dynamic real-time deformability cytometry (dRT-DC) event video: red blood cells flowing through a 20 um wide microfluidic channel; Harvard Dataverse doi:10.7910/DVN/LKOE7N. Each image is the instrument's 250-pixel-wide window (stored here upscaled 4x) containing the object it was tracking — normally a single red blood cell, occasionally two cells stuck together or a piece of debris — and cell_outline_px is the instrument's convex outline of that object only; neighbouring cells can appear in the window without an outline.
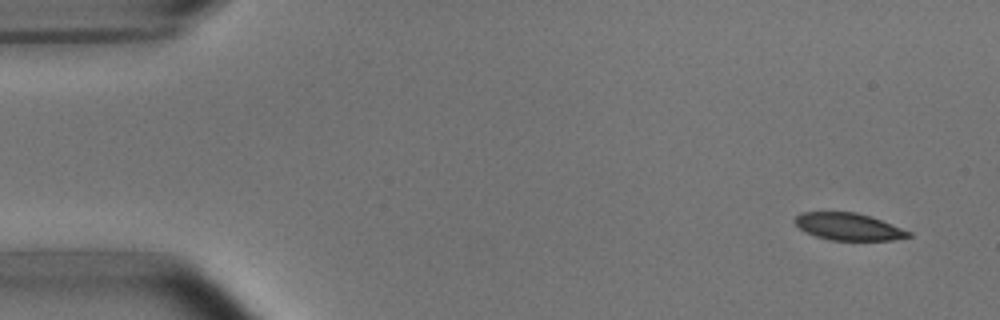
{"species": "common noctule bat (a hibernating species)", "species_latin": "Nyctalus noctula", "temperature_condition": "room temperature", "stored_images_in_passage": 6, "camera_frame_rate_fps": 3000, "um_per_image_px": 0.085, "animal": {"sex": "male", "body_mass_g": 15.6}, "frame": {"image": 1, "passage_image": 1, "time_ms": 0.0, "image_size_px": [1000, 320], "cell_outline_px": [[912, 236], [892, 240], [832, 240], [816, 236], [804, 232], [796, 224], [796, 216], [800, 212], [856, 212], [872, 216], [912, 232]], "centroid_in_image_um": [72.15, 19.26], "position_along_channel_um": 12.9, "area_um2": 17.98}}
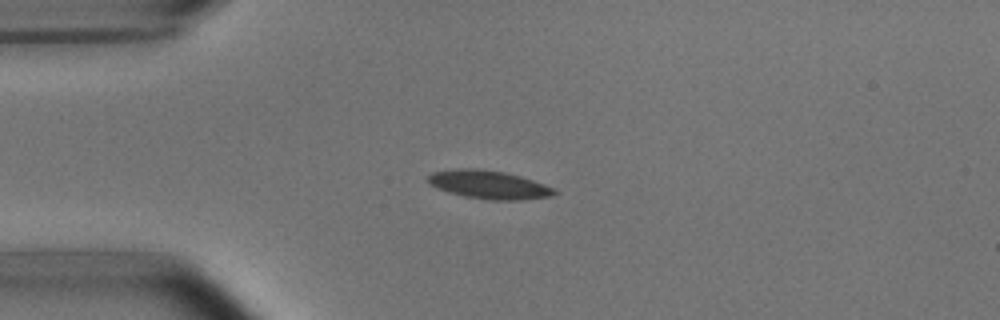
{"frame": {"image": 2, "passage_image": 4, "time_ms": 3.333, "image_size_px": [1000, 320], "cell_outline_px": [[560, 192], [552, 196], [520, 200], [488, 200], [464, 196], [448, 192], [436, 188], [428, 184], [428, 176], [432, 172], [460, 168], [476, 168], [504, 172], [520, 176], [544, 184]], "centroid_in_image_um": [41.54, 15.7], "position_along_channel_um": 43.5, "area_um2": 20.92}}